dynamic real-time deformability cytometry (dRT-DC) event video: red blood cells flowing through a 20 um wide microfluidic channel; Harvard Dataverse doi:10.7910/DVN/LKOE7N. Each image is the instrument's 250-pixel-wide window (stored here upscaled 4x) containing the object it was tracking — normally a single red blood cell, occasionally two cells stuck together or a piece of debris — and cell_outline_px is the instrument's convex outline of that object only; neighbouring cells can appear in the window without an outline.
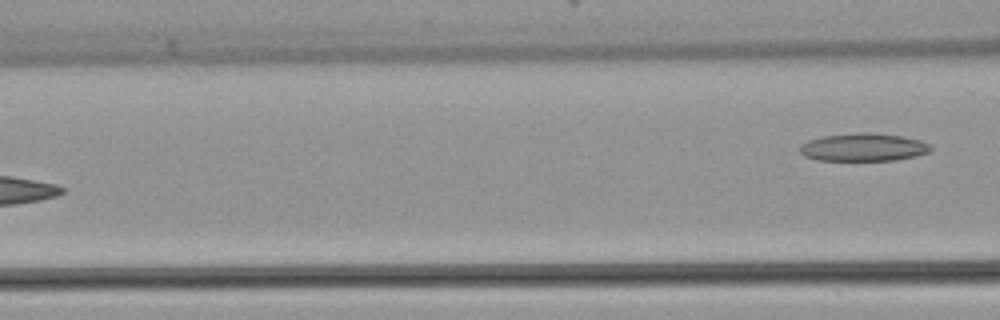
{"species": "common noctule bat (a hibernating species)", "species_latin": "Nyctalus noctula", "temperature_condition": "warm", "stored_images_in_passage": 7, "camera_frame_rate_fps": 3000, "um_per_image_px": 0.085, "animal": {"sex": "female", "body_mass_g": 22.7, "forearm_length_mm": 54.2}, "frame": {"image": 1, "passage_image": 7, "time_ms": 7.333, "image_size_px": [1000, 320], "cell_outline_px": [[932, 148], [928, 152], [916, 156], [896, 160], [816, 160], [804, 156], [800, 152], [800, 144], [808, 140], [820, 136], [860, 132], [872, 132], [900, 136], [920, 140], [928, 144]], "centroid_in_image_um": [73.35, 12.51], "position_along_channel_um": 93.3, "area_um2": 21.33}}